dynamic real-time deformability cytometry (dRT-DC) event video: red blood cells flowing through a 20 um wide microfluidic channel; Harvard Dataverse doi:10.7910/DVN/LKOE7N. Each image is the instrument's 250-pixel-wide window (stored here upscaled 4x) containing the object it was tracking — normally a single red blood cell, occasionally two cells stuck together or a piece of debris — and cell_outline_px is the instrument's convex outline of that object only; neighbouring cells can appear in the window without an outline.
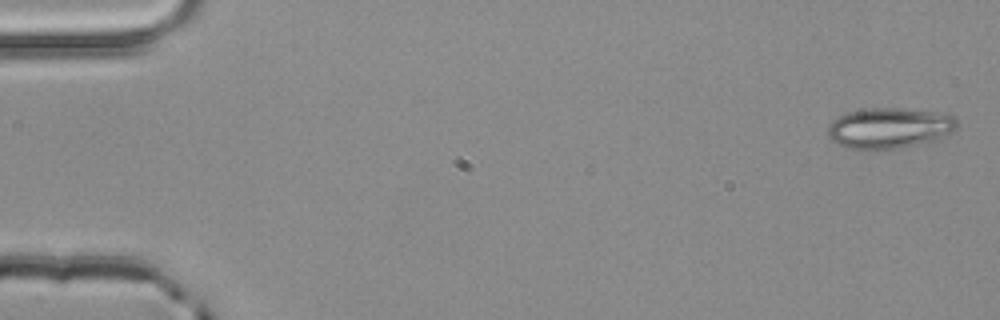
{"species": "common noctule bat (a hibernating species)", "species_latin": "Nyctalus noctula", "temperature_condition": "room temperature", "stored_images_in_passage": 4, "camera_frame_rate_fps": 3000, "um_per_image_px": 0.085, "animal": {"sex": "male", "body_mass_g": 20.4}, "frame": {"image": 1, "passage_image": 1, "time_ms": 0.0, "image_size_px": [1000, 320], "cell_outline_px": [[956, 128], [952, 132], [936, 140], [904, 148], [852, 148], [836, 144], [828, 136], [828, 124], [832, 120], [848, 112], [868, 108], [900, 108], [936, 112], [952, 116], [956, 120]], "centroid_in_image_um": [75.59, 10.88], "position_along_channel_um": 9.4, "area_um2": 30.35}}